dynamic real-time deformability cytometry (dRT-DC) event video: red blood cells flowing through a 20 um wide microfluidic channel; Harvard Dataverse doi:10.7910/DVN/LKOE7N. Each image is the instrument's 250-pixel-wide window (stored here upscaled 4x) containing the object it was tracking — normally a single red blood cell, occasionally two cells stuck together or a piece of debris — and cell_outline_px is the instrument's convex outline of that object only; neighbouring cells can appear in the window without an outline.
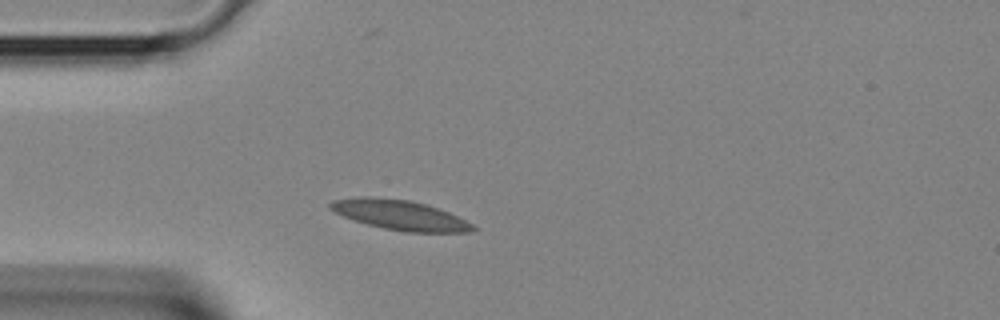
{"species": "Egyptian fruit bat (a non-hibernating species)", "species_latin": "Rousettus aegyptiacus", "temperature_condition": "room temperature", "stored_images_in_passage": 33, "camera_frame_rate_fps": 3000, "um_per_image_px": 0.085, "animal": {"sex": "female"}, "frame": {"image": 1, "passage_image": 6, "time_ms": 1.667, "image_size_px": [1000, 320], "cell_outline_px": [[476, 228], [472, 232], [404, 232], [384, 228], [368, 224], [344, 216], [328, 208], [328, 204], [332, 200], [360, 196], [372, 196], [408, 200], [424, 204], [448, 212], [472, 224]], "centroid_in_image_um": [33.96, 18.27], "position_along_channel_um": 51.0, "area_um2": 24.51}}
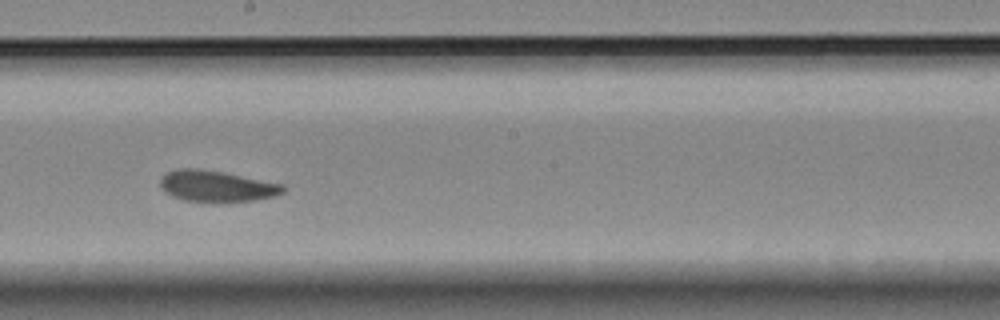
{"frame": {"image": 2, "passage_image": 17, "time_ms": 5.333, "image_size_px": [1000, 320], "cell_outline_px": [[284, 192], [272, 196], [252, 200], [212, 204], [184, 200], [172, 196], [164, 192], [160, 184], [160, 180], [164, 172], [180, 168], [200, 168], [224, 172], [284, 184]], "centroid_in_image_um": [18.36, 15.83], "position_along_channel_um": 229.8, "area_um2": 22.83}}
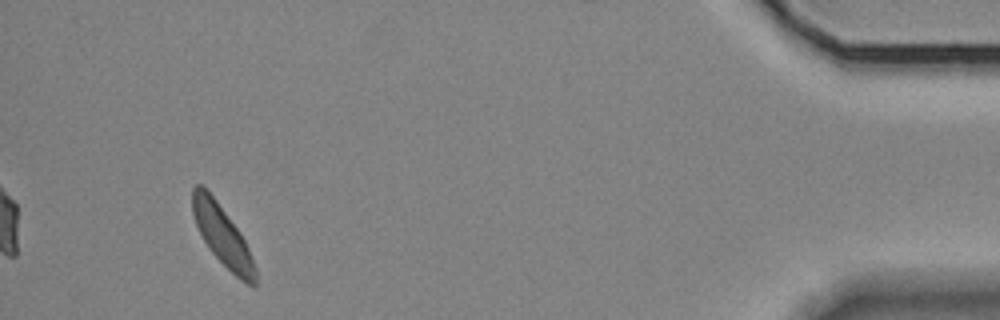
{"frame": {"image": 3, "passage_image": 32, "time_ms": 10.333, "image_size_px": [1000, 320], "cell_outline_px": [[256, 284], [252, 288], [240, 280], [212, 252], [204, 240], [196, 224], [192, 212], [192, 188], [196, 184], [200, 184], [216, 200], [240, 232], [248, 248], [256, 268]], "centroid_in_image_um": [18.92, 20.05], "position_along_channel_um": 416.3, "area_um2": 21.5}}